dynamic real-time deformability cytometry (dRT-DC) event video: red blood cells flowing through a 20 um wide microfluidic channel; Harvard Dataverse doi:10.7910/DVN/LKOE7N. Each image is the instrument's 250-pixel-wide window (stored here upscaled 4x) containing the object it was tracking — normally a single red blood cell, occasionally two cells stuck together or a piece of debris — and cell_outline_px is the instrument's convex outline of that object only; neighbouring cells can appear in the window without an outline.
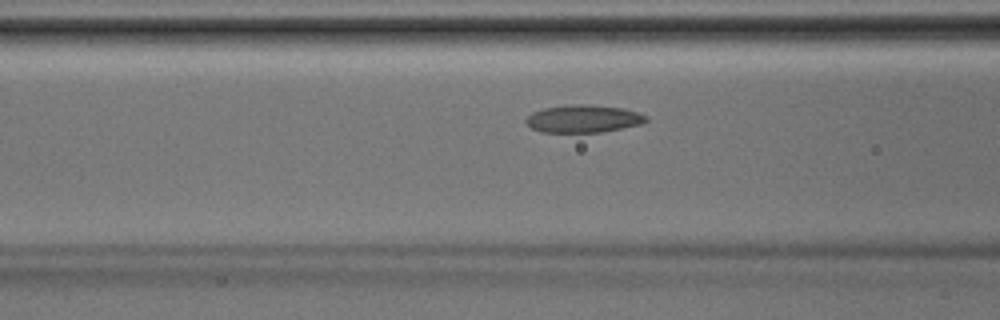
{"species": "Egyptian fruit bat (a non-hibernating species)", "species_latin": "Rousettus aegyptiacus", "temperature_condition": "room temperature", "stored_images_in_passage": 36, "camera_frame_rate_fps": 3000, "um_per_image_px": 0.085, "animal": {"sex": "male"}, "frame": {"image": 1, "passage_image": 12, "time_ms": 3.667, "image_size_px": [1000, 320], "cell_outline_px": [[648, 120], [640, 124], [604, 132], [540, 132], [532, 128], [524, 120], [532, 112], [544, 108], [572, 104], [588, 104], [624, 108], [648, 116]], "centroid_in_image_um": [49.59, 10.09], "position_along_channel_um": 117.0, "area_um2": 19.36}}
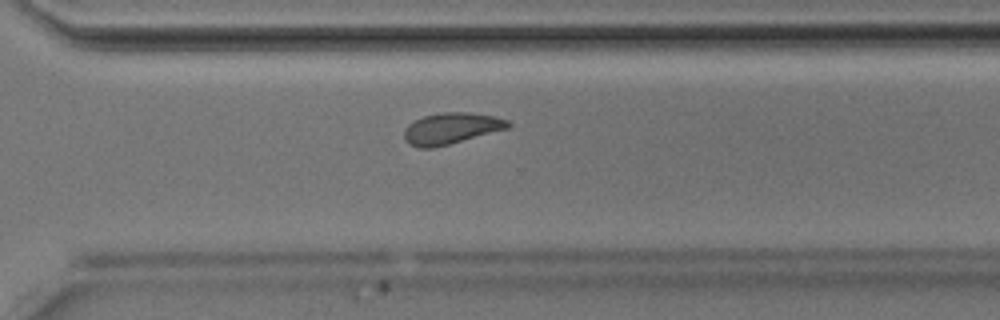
{"frame": {"image": 2, "passage_image": 25, "time_ms": 8.0, "image_size_px": [1000, 320], "cell_outline_px": [[512, 124], [508, 128], [448, 144], [432, 148], [420, 148], [408, 144], [404, 140], [404, 128], [408, 124], [424, 116], [440, 112], [468, 112], [496, 116], [508, 120]], "centroid_in_image_um": [38.33, 10.9], "position_along_channel_um": 332.3, "area_um2": 18.9}}
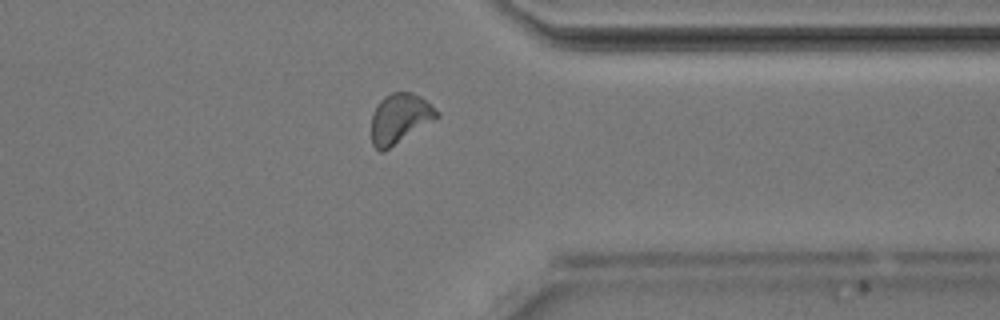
{"frame": {"image": 3, "passage_image": 28, "time_ms": 9.0, "image_size_px": [1000, 320], "cell_outline_px": [[440, 116], [384, 152], [380, 152], [372, 144], [372, 112], [376, 104], [384, 96], [392, 92], [412, 92], [420, 96], [440, 112]], "centroid_in_image_um": [33.97, 10.06], "position_along_channel_um": 377.4, "area_um2": 19.07}}